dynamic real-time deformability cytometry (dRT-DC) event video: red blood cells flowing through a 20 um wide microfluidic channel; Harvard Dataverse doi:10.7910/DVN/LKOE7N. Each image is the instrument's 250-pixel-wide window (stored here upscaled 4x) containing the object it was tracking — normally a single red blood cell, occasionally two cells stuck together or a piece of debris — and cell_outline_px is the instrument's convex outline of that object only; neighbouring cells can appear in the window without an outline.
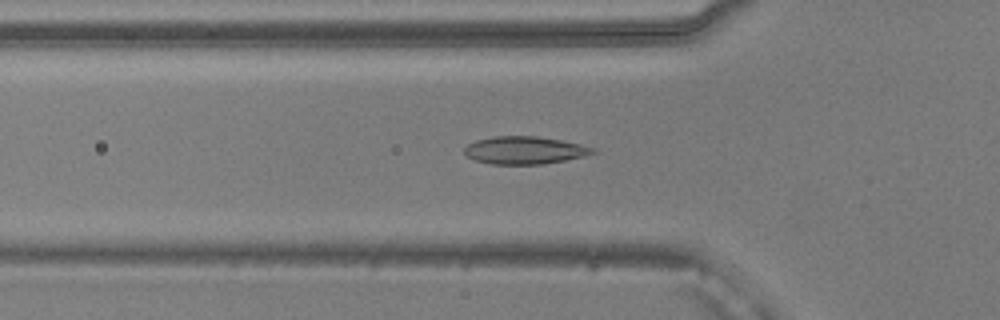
{"species": "common noctule bat (a hibernating species)", "species_latin": "Nyctalus noctula", "temperature_condition": "warm", "stored_images_in_passage": 50, "camera_frame_rate_fps": 3000, "um_per_image_px": 0.085, "animal": {"sex": "male", "body_mass_g": 20.5, "forearm_length_mm": 52.5}, "frame": {"image": 1, "passage_image": 15, "time_ms": 4.667, "image_size_px": [1000, 320], "cell_outline_px": [[596, 152], [584, 156], [564, 160], [540, 164], [492, 164], [476, 160], [468, 156], [464, 152], [464, 148], [468, 144], [476, 140], [492, 136], [536, 136], [560, 140], [580, 144], [596, 148]], "centroid_in_image_um": [44.59, 12.76], "position_along_channel_um": 81.2, "area_um2": 20.52}}
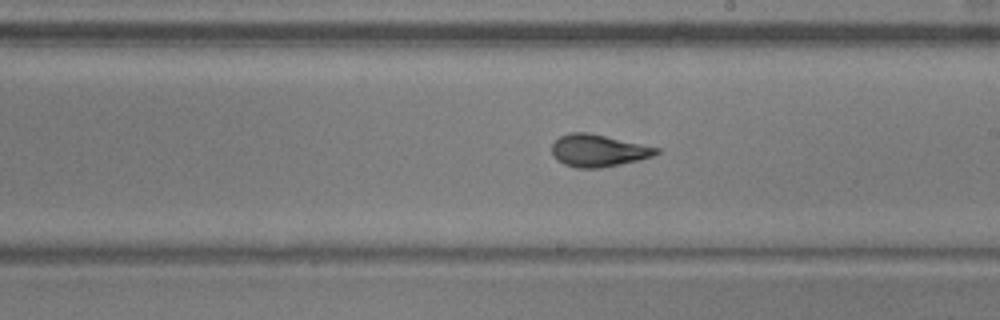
{"frame": {"image": 2, "passage_image": 27, "time_ms": 8.667, "image_size_px": [1000, 320], "cell_outline_px": [[660, 152], [652, 156], [640, 160], [600, 168], [576, 168], [564, 164], [556, 160], [552, 156], [552, 144], [560, 136], [572, 132], [584, 132], [604, 136], [660, 148]], "centroid_in_image_um": [50.83, 12.81], "position_along_channel_um": 238.2, "area_um2": 19.48}}
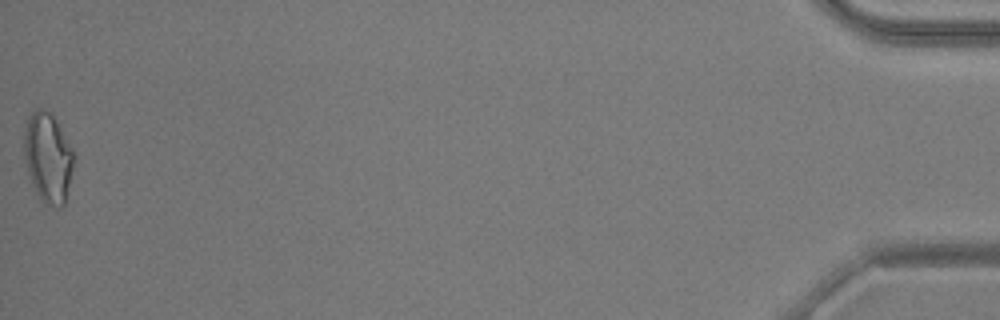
{"frame": {"image": 3, "passage_image": 50, "time_ms": 16.333, "image_size_px": [1000, 320], "cell_outline_px": [[72, 168], [64, 204], [60, 208], [56, 208], [40, 200], [32, 184], [24, 160], [24, 132], [28, 116], [36, 108], [44, 108], [52, 112], [72, 148]], "centroid_in_image_um": [4.04, 13.36], "position_along_channel_um": 431.2, "area_um2": 25.89}, "authors_computed_cell_mechanics": {"area_um2": 20.1722, "velocity_mm_per_s": 3.9026, "shape_relaxation_time_tau1_ms": 7.1075, "shape_relaxation_time_tau2_ms": 1.4051, "deformation_change_tau1": 0.2024, "deformation_change_tau2": 0.0489}}